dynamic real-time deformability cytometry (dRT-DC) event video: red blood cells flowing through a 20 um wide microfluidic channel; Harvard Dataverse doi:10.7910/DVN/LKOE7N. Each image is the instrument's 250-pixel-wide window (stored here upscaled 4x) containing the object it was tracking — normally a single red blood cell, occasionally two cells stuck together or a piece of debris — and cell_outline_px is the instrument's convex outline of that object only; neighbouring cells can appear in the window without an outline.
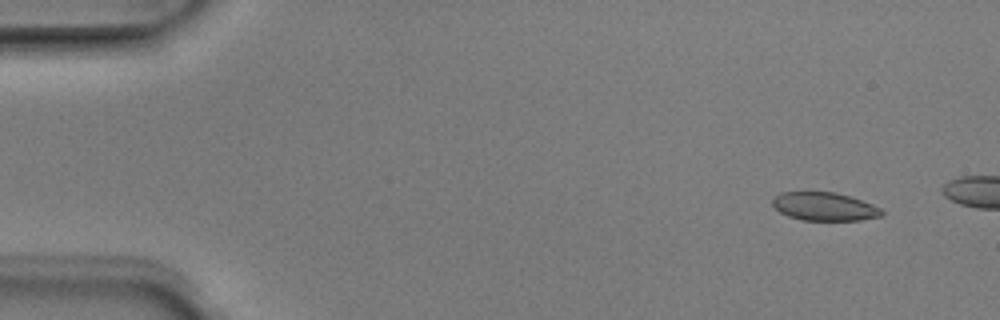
{"species": "Egyptian fruit bat (a non-hibernating species)", "species_latin": "Rousettus aegyptiacus", "temperature_condition": "room temperature", "stored_images_in_passage": 4, "camera_frame_rate_fps": 3000, "um_per_image_px": 0.085, "animal": {"sex": "male"}, "frame": {"image": 1, "passage_image": 4, "time_ms": 1.0, "image_size_px": [1000, 320], "cell_outline_px": [[884, 212], [880, 216], [860, 220], [800, 220], [788, 216], [780, 212], [772, 204], [772, 196], [780, 192], [836, 192], [872, 204], [880, 208]], "centroid_in_image_um": [70.02, 17.55], "position_along_channel_um": 15.0, "area_um2": 17.98}}